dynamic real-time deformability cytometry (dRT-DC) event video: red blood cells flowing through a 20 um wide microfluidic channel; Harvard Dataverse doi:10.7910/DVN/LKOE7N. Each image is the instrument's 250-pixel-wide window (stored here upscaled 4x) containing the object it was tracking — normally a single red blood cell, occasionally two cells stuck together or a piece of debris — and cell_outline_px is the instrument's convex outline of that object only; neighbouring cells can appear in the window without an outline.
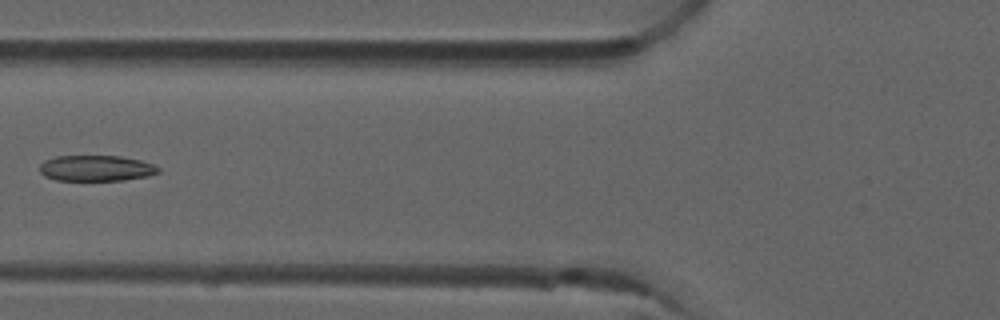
{"species": "common noctule bat (a hibernating species)", "species_latin": "Nyctalus noctula", "temperature_condition": "room temperature", "stored_images_in_passage": 5, "camera_frame_rate_fps": 3000, "um_per_image_px": 0.085, "animal": {"sex": "male", "forearm_length_mm": 52.5}, "frame": {"image": 1, "passage_image": 5, "time_ms": 1.333, "image_size_px": [1000, 320], "cell_outline_px": [[160, 172], [148, 176], [124, 180], [56, 180], [44, 176], [40, 172], [40, 164], [44, 160], [56, 156], [120, 156], [140, 160], [152, 164], [160, 168]], "centroid_in_image_um": [8.16, 14.3], "position_along_channel_um": 117.6, "area_um2": 17.86}}